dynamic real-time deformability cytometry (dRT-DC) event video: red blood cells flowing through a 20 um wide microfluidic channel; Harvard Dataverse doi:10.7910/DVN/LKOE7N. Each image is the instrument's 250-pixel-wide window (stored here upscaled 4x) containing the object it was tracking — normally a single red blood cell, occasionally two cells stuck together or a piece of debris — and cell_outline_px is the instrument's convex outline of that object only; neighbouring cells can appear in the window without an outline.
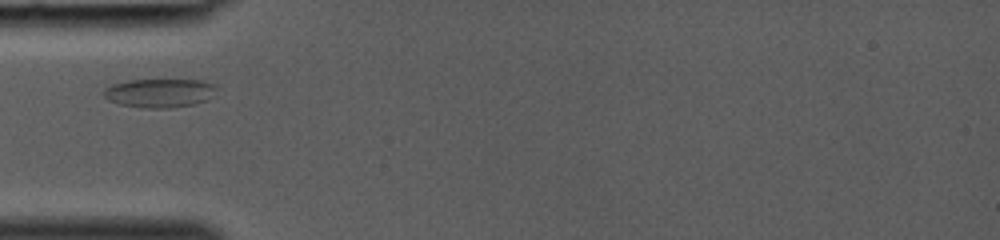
{"species": "common noctule bat (a hibernating species)", "species_latin": "Nyctalus noctula", "temperature_condition": "room temperature", "stored_images_in_passage": 24, "camera_frame_rate_fps": 3000, "um_per_image_px": 0.085, "animal": {"sex": "female", "body_mass_g": 19.0, "forearm_length_mm": 53.3}, "frame": {"image": 1, "passage_image": 1, "time_ms": 0.0, "image_size_px": [1000, 240], "cell_outline_px": [[220, 88], [208, 100], [196, 104], [168, 108], [140, 108], [120, 104], [108, 100], [104, 96], [104, 88], [112, 84], [128, 80], [204, 80], [216, 84]], "centroid_in_image_um": [13.63, 7.9], "position_along_channel_um": 71.4, "area_um2": 19.31}}
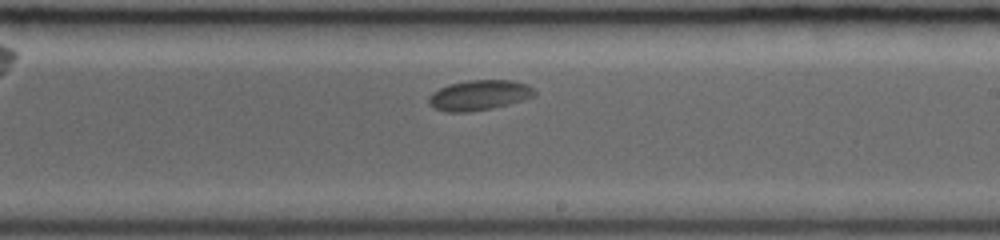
{"frame": {"image": 2, "passage_image": 12, "time_ms": 3.667, "image_size_px": [1000, 240], "cell_outline_px": [[536, 96], [508, 104], [492, 108], [468, 112], [448, 112], [432, 108], [428, 104], [428, 96], [432, 92], [448, 84], [468, 80], [512, 80], [528, 84], [536, 92]], "centroid_in_image_um": [40.7, 8.09], "position_along_channel_um": 248.3, "area_um2": 18.79}}
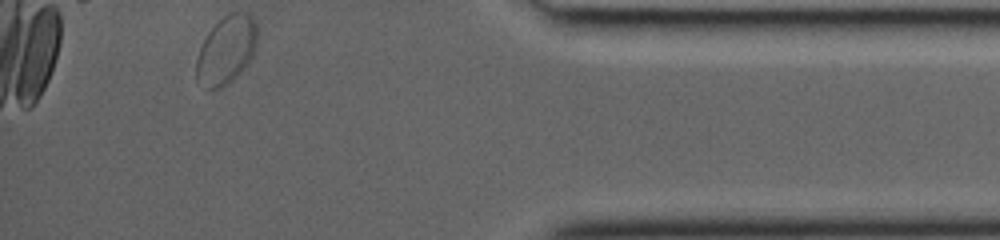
{"frame": {"image": 3, "passage_image": 24, "time_ms": 7.667, "image_size_px": [1000, 240], "cell_outline_px": [[256, 48], [248, 64], [228, 84], [212, 92], [196, 80], [196, 60], [200, 48], [208, 32], [228, 12], [248, 12], [252, 16], [256, 24]], "centroid_in_image_um": [19.23, 4.27], "position_along_channel_um": 416.0, "area_um2": 24.28}}